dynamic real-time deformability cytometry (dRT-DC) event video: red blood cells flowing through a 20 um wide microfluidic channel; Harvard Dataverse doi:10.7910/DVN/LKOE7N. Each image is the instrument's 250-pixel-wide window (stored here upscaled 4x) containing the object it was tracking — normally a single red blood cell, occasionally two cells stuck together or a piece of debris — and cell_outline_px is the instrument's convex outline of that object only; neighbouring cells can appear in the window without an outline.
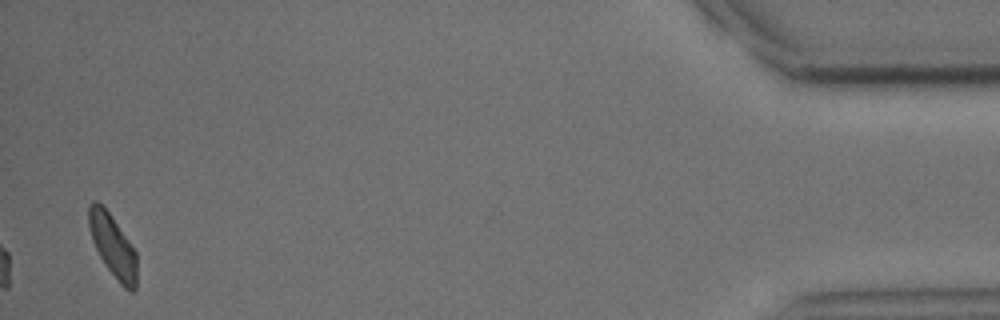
{"species": "common noctule bat (a hibernating species)", "species_latin": "Nyctalus noctula", "temperature_condition": "cold", "stored_images_in_passage": 36, "camera_frame_rate_fps": 3000, "um_per_image_px": 0.085, "animal": {"sex": "male", "body_mass_g": 15.6}, "frame": {"image": 1, "passage_image": 36, "time_ms": 11.667, "image_size_px": [1000, 320], "cell_outline_px": [[136, 288], [132, 292], [124, 288], [120, 284], [104, 264], [92, 240], [88, 228], [88, 204], [92, 200], [96, 200], [108, 212], [128, 240], [136, 252]], "centroid_in_image_um": [9.56, 20.9], "position_along_channel_um": 425.6, "area_um2": 17.34}, "authors_computed_cell_mechanics": {"area_um2": 16.0395, "velocity_mm_per_s": 4.0049, "shape_relaxation_time_tau1_ms": 2.3956, "shape_relaxation_time_tau2_ms": null, "deformation_change_tau1": 0.0751, "deformation_change_tau2": null}}